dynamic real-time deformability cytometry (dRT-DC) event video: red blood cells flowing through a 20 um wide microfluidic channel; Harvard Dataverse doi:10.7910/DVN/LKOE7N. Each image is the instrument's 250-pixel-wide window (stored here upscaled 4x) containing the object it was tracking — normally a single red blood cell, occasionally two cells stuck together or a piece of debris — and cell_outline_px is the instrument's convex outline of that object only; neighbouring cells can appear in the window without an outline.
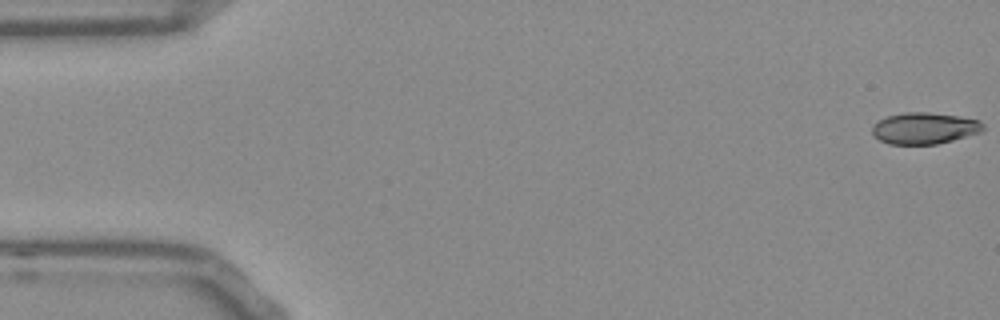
{"species": "Egyptian fruit bat (a non-hibernating species)", "species_latin": "Rousettus aegyptiacus", "temperature_condition": "room temperature", "stored_images_in_passage": 49, "camera_frame_rate_fps": 3000, "um_per_image_px": 0.085, "frame": {"image": 1, "passage_image": 1, "time_ms": 0.0, "image_size_px": [1000, 320], "cell_outline_px": [[984, 128], [980, 132], [952, 140], [936, 144], [888, 144], [880, 140], [872, 132], [872, 124], [888, 116], [904, 112], [928, 112], [956, 116], [980, 120], [984, 124]], "centroid_in_image_um": [78.57, 10.9], "position_along_channel_um": 6.4, "area_um2": 20.17}}
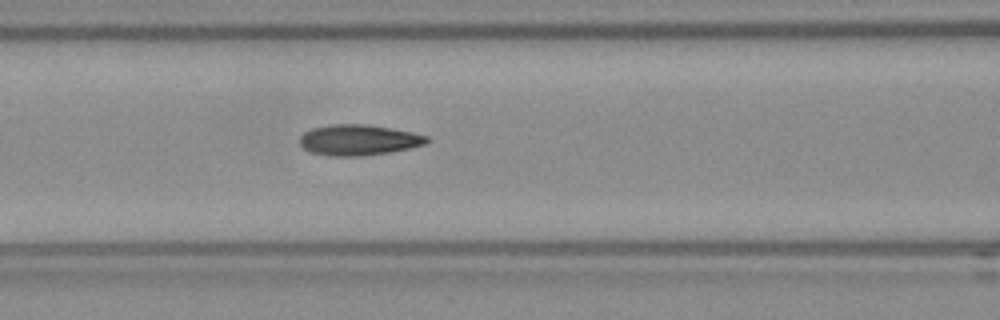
{"frame": {"image": 2, "passage_image": 22, "time_ms": 7.0, "image_size_px": [1000, 320], "cell_outline_px": [[428, 140], [424, 144], [408, 148], [388, 152], [360, 156], [332, 156], [312, 152], [304, 148], [300, 144], [300, 136], [304, 132], [312, 128], [332, 124], [368, 124], [412, 132], [428, 136]], "centroid_in_image_um": [30.45, 11.89], "position_along_channel_um": 136.1, "area_um2": 22.48}}
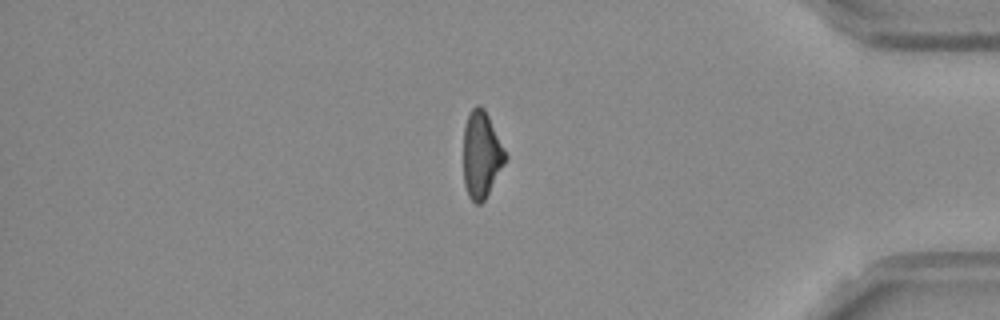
{"frame": {"image": 3, "passage_image": 45, "time_ms": 14.667, "image_size_px": [1000, 320], "cell_outline_px": [[508, 156], [504, 164], [484, 200], [480, 204], [476, 204], [468, 196], [464, 184], [464, 128], [468, 112], [476, 104], [480, 104], [484, 108]], "centroid_in_image_um": [40.91, 13.12], "position_along_channel_um": 394.3, "area_um2": 21.04}, "authors_computed_cell_mechanics": {"area_um2": 21.8484, "velocity_mm_per_s": 3.7985, "shape_relaxation_time_tau1_ms": 9.504, "shape_relaxation_time_tau2_ms": 3.0553, "deformation_change_tau1": 0.2347, "deformation_change_tau2": 0.0992}}